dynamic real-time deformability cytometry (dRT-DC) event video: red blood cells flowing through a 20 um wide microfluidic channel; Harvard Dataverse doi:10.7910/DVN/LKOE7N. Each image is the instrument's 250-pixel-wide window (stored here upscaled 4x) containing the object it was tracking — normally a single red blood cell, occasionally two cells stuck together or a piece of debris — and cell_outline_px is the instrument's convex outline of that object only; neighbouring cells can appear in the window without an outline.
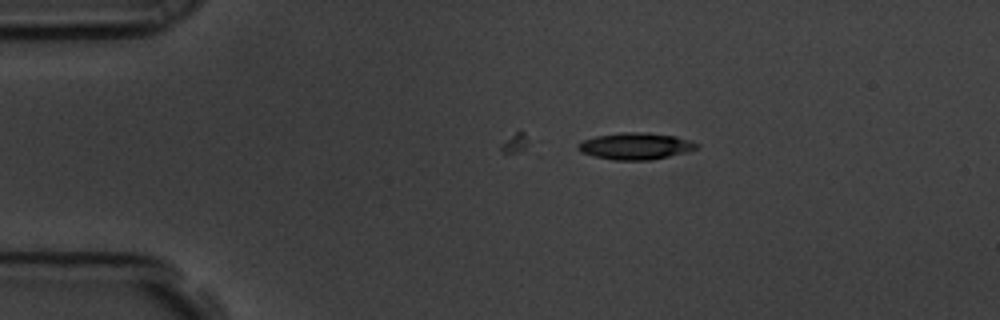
{"species": "common noctule bat (a hibernating species)", "species_latin": "Nyctalus noctula", "temperature_condition": "room temperature", "stored_images_in_passage": 41, "camera_frame_rate_fps": 3000, "um_per_image_px": 0.085, "animal": {"sex": "male", "body_mass_g": 19.5, "forearm_length_mm": 54.6}, "frame": {"image": 1, "passage_image": 1, "time_ms": 0.0, "image_size_px": [1000, 320], "cell_outline_px": [[700, 148], [688, 152], [652, 160], [612, 160], [580, 152], [576, 148], [576, 144], [580, 140], [596, 136], [620, 132], [648, 132], [676, 136], [692, 140], [700, 144]], "centroid_in_image_um": [54.05, 12.41], "position_along_channel_um": 31.0, "area_um2": 18.96}}
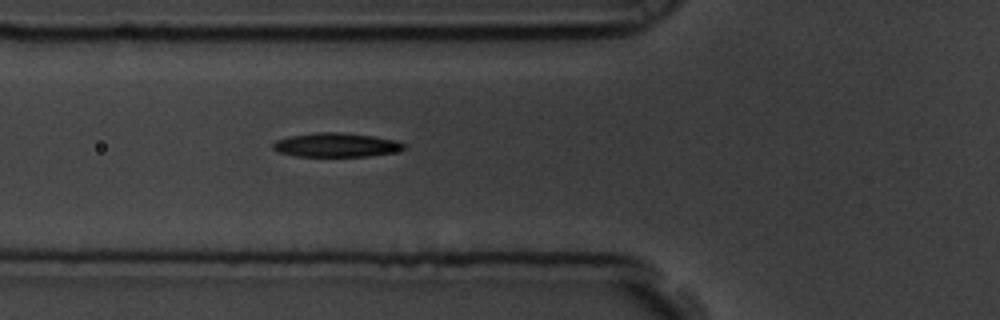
{"frame": {"image": 2, "passage_image": 11, "time_ms": 3.333, "image_size_px": [1000, 320], "cell_outline_px": [[408, 144], [404, 148], [392, 152], [368, 156], [296, 156], [280, 152], [272, 148], [272, 144], [276, 140], [288, 136], [316, 132], [340, 132], [372, 136], [396, 140]], "centroid_in_image_um": [28.55, 12.31], "position_along_channel_um": 97.2, "area_um2": 18.26}}
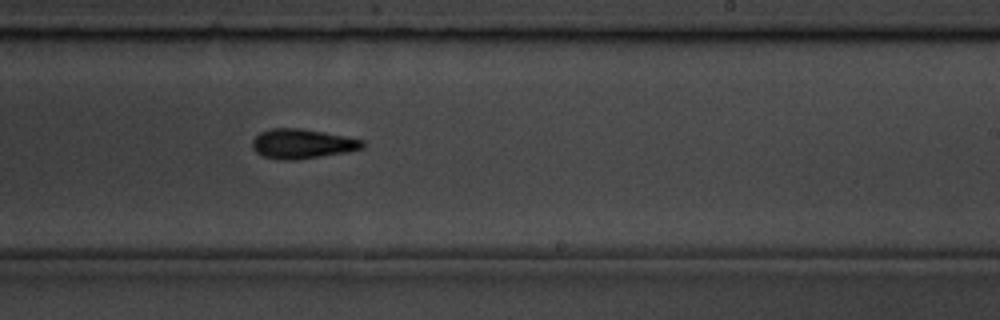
{"frame": {"image": 3, "passage_image": 25, "time_ms": 8.0, "image_size_px": [1000, 320], "cell_outline_px": [[364, 148], [348, 152], [296, 160], [276, 160], [264, 156], [256, 152], [252, 148], [252, 140], [260, 132], [268, 128], [300, 128], [324, 132], [364, 140]], "centroid_in_image_um": [25.67, 12.22], "position_along_channel_um": 263.3, "area_um2": 19.19}, "authors_computed_cell_mechanics": {"area_um2": 18.5538, "velocity_mm_per_s": 3.5584, "shape_relaxation_time_tau1_ms": 3.4163, "shape_relaxation_time_tau2_ms": null, "deformation_change_tau1": 0.1613, "deformation_change_tau2": null}}